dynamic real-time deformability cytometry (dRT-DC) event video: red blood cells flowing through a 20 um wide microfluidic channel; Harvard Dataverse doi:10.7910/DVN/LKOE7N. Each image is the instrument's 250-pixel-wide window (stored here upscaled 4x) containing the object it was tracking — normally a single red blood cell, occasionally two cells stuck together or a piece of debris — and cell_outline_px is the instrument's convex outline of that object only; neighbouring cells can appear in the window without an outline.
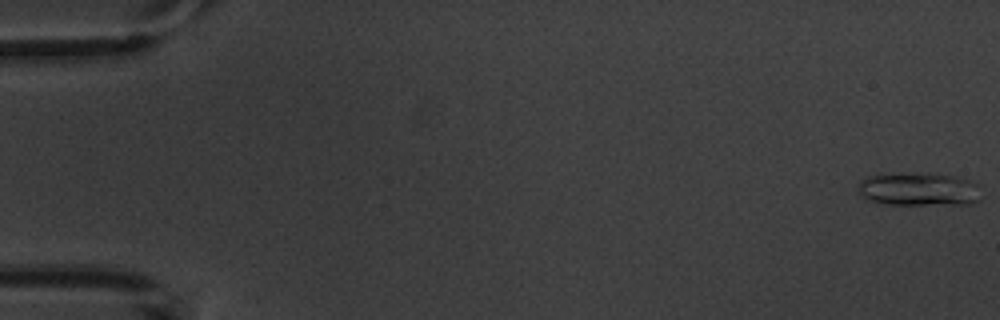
{"species": "common noctule bat (a hibernating species)", "species_latin": "Nyctalus noctula", "temperature_condition": "warm", "stored_images_in_passage": 6, "camera_frame_rate_fps": 3000, "um_per_image_px": 0.085, "animal": {"sex": "male", "body_mass_g": 20.1, "forearm_length_mm": 53.5}, "frame": {"image": 1, "passage_image": 1, "time_ms": 0.0, "image_size_px": [1000, 320], "cell_outline_px": [[980, 200], [972, 204], [880, 204], [864, 200], [856, 184], [860, 180], [868, 176], [880, 172], [928, 172], [956, 176], [980, 184]], "centroid_in_image_um": [78.05, 16.05], "position_along_channel_um": 7.0, "area_um2": 25.03}}